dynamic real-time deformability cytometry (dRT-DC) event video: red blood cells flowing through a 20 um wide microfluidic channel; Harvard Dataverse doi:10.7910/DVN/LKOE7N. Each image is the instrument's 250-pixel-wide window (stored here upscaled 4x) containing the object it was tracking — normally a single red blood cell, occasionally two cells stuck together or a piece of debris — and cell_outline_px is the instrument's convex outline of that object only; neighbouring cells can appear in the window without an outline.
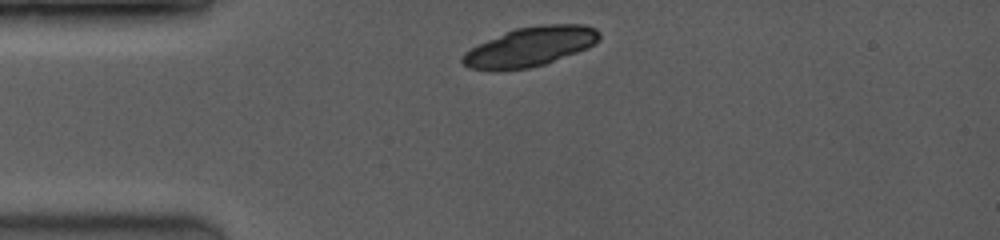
{"species": "common noctule bat (a hibernating species)", "species_latin": "Nyctalus noctula", "temperature_condition": "room temperature", "stored_images_in_passage": 2, "camera_frame_rate_fps": 3500, "um_per_image_px": 0.085, "animal": {"sex": "female", "body_mass_g": 19.0, "forearm_length_mm": 53.3}, "frame": {"image": 1, "passage_image": 1, "time_ms": 0.0, "image_size_px": [1000, 240], "cell_outline_px": [[600, 36], [588, 48], [544, 64], [528, 68], [500, 72], [492, 72], [468, 68], [460, 60], [460, 56], [464, 52], [504, 32], [516, 28], [544, 24], [584, 24], [596, 28], [600, 32]], "centroid_in_image_um": [45.02, 3.99], "position_along_channel_um": 40.0, "area_um2": 31.62}}